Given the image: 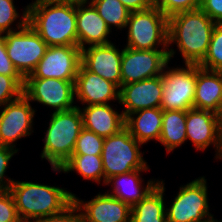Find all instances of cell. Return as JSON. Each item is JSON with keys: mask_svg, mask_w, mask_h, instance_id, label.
<instances>
[{"mask_svg": "<svg viewBox=\"0 0 222 222\" xmlns=\"http://www.w3.org/2000/svg\"><path fill=\"white\" fill-rule=\"evenodd\" d=\"M28 24L48 46H78L76 0H34Z\"/></svg>", "mask_w": 222, "mask_h": 222, "instance_id": "obj_1", "label": "cell"}, {"mask_svg": "<svg viewBox=\"0 0 222 222\" xmlns=\"http://www.w3.org/2000/svg\"><path fill=\"white\" fill-rule=\"evenodd\" d=\"M216 23L200 8L168 18V46L177 45L185 64L199 65L207 54Z\"/></svg>", "mask_w": 222, "mask_h": 222, "instance_id": "obj_2", "label": "cell"}, {"mask_svg": "<svg viewBox=\"0 0 222 222\" xmlns=\"http://www.w3.org/2000/svg\"><path fill=\"white\" fill-rule=\"evenodd\" d=\"M9 191L22 222L58 214L73 202V193L65 188L30 181L14 179Z\"/></svg>", "mask_w": 222, "mask_h": 222, "instance_id": "obj_3", "label": "cell"}, {"mask_svg": "<svg viewBox=\"0 0 222 222\" xmlns=\"http://www.w3.org/2000/svg\"><path fill=\"white\" fill-rule=\"evenodd\" d=\"M44 136V146L40 154L52 168H59L71 157L76 140L83 129L82 115L75 108L53 112Z\"/></svg>", "mask_w": 222, "mask_h": 222, "instance_id": "obj_4", "label": "cell"}, {"mask_svg": "<svg viewBox=\"0 0 222 222\" xmlns=\"http://www.w3.org/2000/svg\"><path fill=\"white\" fill-rule=\"evenodd\" d=\"M126 47L137 50L168 49L169 62L175 49L168 46V17L157 7L130 12ZM162 45V46H161Z\"/></svg>", "mask_w": 222, "mask_h": 222, "instance_id": "obj_5", "label": "cell"}, {"mask_svg": "<svg viewBox=\"0 0 222 222\" xmlns=\"http://www.w3.org/2000/svg\"><path fill=\"white\" fill-rule=\"evenodd\" d=\"M139 143L124 127L118 133L104 138L101 159L106 181L119 174L138 169H149Z\"/></svg>", "mask_w": 222, "mask_h": 222, "instance_id": "obj_6", "label": "cell"}, {"mask_svg": "<svg viewBox=\"0 0 222 222\" xmlns=\"http://www.w3.org/2000/svg\"><path fill=\"white\" fill-rule=\"evenodd\" d=\"M207 180L204 176L181 185L166 207L167 222H222L209 212Z\"/></svg>", "mask_w": 222, "mask_h": 222, "instance_id": "obj_7", "label": "cell"}, {"mask_svg": "<svg viewBox=\"0 0 222 222\" xmlns=\"http://www.w3.org/2000/svg\"><path fill=\"white\" fill-rule=\"evenodd\" d=\"M168 64L169 62L161 74L163 78L161 108L181 111L192 109L194 107L197 65L185 64V68L173 67L171 69Z\"/></svg>", "mask_w": 222, "mask_h": 222, "instance_id": "obj_8", "label": "cell"}, {"mask_svg": "<svg viewBox=\"0 0 222 222\" xmlns=\"http://www.w3.org/2000/svg\"><path fill=\"white\" fill-rule=\"evenodd\" d=\"M5 47L15 69L25 79L35 70L48 45L27 23L21 29L5 33Z\"/></svg>", "mask_w": 222, "mask_h": 222, "instance_id": "obj_9", "label": "cell"}, {"mask_svg": "<svg viewBox=\"0 0 222 222\" xmlns=\"http://www.w3.org/2000/svg\"><path fill=\"white\" fill-rule=\"evenodd\" d=\"M74 83L56 78H25L23 94L30 102L53 108V112L67 111L76 107Z\"/></svg>", "mask_w": 222, "mask_h": 222, "instance_id": "obj_10", "label": "cell"}, {"mask_svg": "<svg viewBox=\"0 0 222 222\" xmlns=\"http://www.w3.org/2000/svg\"><path fill=\"white\" fill-rule=\"evenodd\" d=\"M168 62V49L137 50L125 46L122 49L121 86L161 75Z\"/></svg>", "mask_w": 222, "mask_h": 222, "instance_id": "obj_11", "label": "cell"}, {"mask_svg": "<svg viewBox=\"0 0 222 222\" xmlns=\"http://www.w3.org/2000/svg\"><path fill=\"white\" fill-rule=\"evenodd\" d=\"M35 112L24 94L1 107L0 145L16 149L18 139L31 135Z\"/></svg>", "mask_w": 222, "mask_h": 222, "instance_id": "obj_12", "label": "cell"}, {"mask_svg": "<svg viewBox=\"0 0 222 222\" xmlns=\"http://www.w3.org/2000/svg\"><path fill=\"white\" fill-rule=\"evenodd\" d=\"M81 64L78 46H48L35 70L26 78H56L75 82Z\"/></svg>", "mask_w": 222, "mask_h": 222, "instance_id": "obj_13", "label": "cell"}, {"mask_svg": "<svg viewBox=\"0 0 222 222\" xmlns=\"http://www.w3.org/2000/svg\"><path fill=\"white\" fill-rule=\"evenodd\" d=\"M186 138L196 150L205 151L209 146L216 149V159H222L219 115L207 110L189 109L186 111Z\"/></svg>", "mask_w": 222, "mask_h": 222, "instance_id": "obj_14", "label": "cell"}, {"mask_svg": "<svg viewBox=\"0 0 222 222\" xmlns=\"http://www.w3.org/2000/svg\"><path fill=\"white\" fill-rule=\"evenodd\" d=\"M163 93V78L161 75L125 84L119 88V103L124 106L123 116L147 108H160Z\"/></svg>", "mask_w": 222, "mask_h": 222, "instance_id": "obj_15", "label": "cell"}, {"mask_svg": "<svg viewBox=\"0 0 222 222\" xmlns=\"http://www.w3.org/2000/svg\"><path fill=\"white\" fill-rule=\"evenodd\" d=\"M73 202L79 208L84 222H130L131 206L112 195L97 194L84 201L73 194Z\"/></svg>", "mask_w": 222, "mask_h": 222, "instance_id": "obj_16", "label": "cell"}, {"mask_svg": "<svg viewBox=\"0 0 222 222\" xmlns=\"http://www.w3.org/2000/svg\"><path fill=\"white\" fill-rule=\"evenodd\" d=\"M122 49L114 43L89 46L81 50V64L107 81L121 86Z\"/></svg>", "mask_w": 222, "mask_h": 222, "instance_id": "obj_17", "label": "cell"}, {"mask_svg": "<svg viewBox=\"0 0 222 222\" xmlns=\"http://www.w3.org/2000/svg\"><path fill=\"white\" fill-rule=\"evenodd\" d=\"M76 26L78 47L81 50L87 45L89 47L111 43L108 38L112 31L89 0H76Z\"/></svg>", "mask_w": 222, "mask_h": 222, "instance_id": "obj_18", "label": "cell"}, {"mask_svg": "<svg viewBox=\"0 0 222 222\" xmlns=\"http://www.w3.org/2000/svg\"><path fill=\"white\" fill-rule=\"evenodd\" d=\"M74 89L75 100L82 105L109 104L111 100L119 101V88L114 83L87 70L82 64L75 78Z\"/></svg>", "mask_w": 222, "mask_h": 222, "instance_id": "obj_19", "label": "cell"}, {"mask_svg": "<svg viewBox=\"0 0 222 222\" xmlns=\"http://www.w3.org/2000/svg\"><path fill=\"white\" fill-rule=\"evenodd\" d=\"M83 128L101 137H109L125 127L123 113L115 111L110 104L89 105L79 107Z\"/></svg>", "mask_w": 222, "mask_h": 222, "instance_id": "obj_20", "label": "cell"}, {"mask_svg": "<svg viewBox=\"0 0 222 222\" xmlns=\"http://www.w3.org/2000/svg\"><path fill=\"white\" fill-rule=\"evenodd\" d=\"M193 108L220 114L222 109V71H211L197 65Z\"/></svg>", "mask_w": 222, "mask_h": 222, "instance_id": "obj_21", "label": "cell"}, {"mask_svg": "<svg viewBox=\"0 0 222 222\" xmlns=\"http://www.w3.org/2000/svg\"><path fill=\"white\" fill-rule=\"evenodd\" d=\"M148 169H138L124 174L115 175L106 181L105 185H112V192H106L115 198L127 203L131 207L144 198L158 184L159 180L150 179L143 186L141 172Z\"/></svg>", "mask_w": 222, "mask_h": 222, "instance_id": "obj_22", "label": "cell"}, {"mask_svg": "<svg viewBox=\"0 0 222 222\" xmlns=\"http://www.w3.org/2000/svg\"><path fill=\"white\" fill-rule=\"evenodd\" d=\"M163 109L147 108L135 111L125 118V127L139 143L159 141L162 129Z\"/></svg>", "mask_w": 222, "mask_h": 222, "instance_id": "obj_23", "label": "cell"}, {"mask_svg": "<svg viewBox=\"0 0 222 222\" xmlns=\"http://www.w3.org/2000/svg\"><path fill=\"white\" fill-rule=\"evenodd\" d=\"M164 192V180H159L151 192L131 207L130 222H167Z\"/></svg>", "mask_w": 222, "mask_h": 222, "instance_id": "obj_24", "label": "cell"}, {"mask_svg": "<svg viewBox=\"0 0 222 222\" xmlns=\"http://www.w3.org/2000/svg\"><path fill=\"white\" fill-rule=\"evenodd\" d=\"M186 111L163 110L162 129L159 141L167 153L181 146L186 138Z\"/></svg>", "mask_w": 222, "mask_h": 222, "instance_id": "obj_25", "label": "cell"}, {"mask_svg": "<svg viewBox=\"0 0 222 222\" xmlns=\"http://www.w3.org/2000/svg\"><path fill=\"white\" fill-rule=\"evenodd\" d=\"M54 172L69 173L76 171L85 180L105 184V175L101 155L72 154L71 157L59 168H52Z\"/></svg>", "mask_w": 222, "mask_h": 222, "instance_id": "obj_26", "label": "cell"}, {"mask_svg": "<svg viewBox=\"0 0 222 222\" xmlns=\"http://www.w3.org/2000/svg\"><path fill=\"white\" fill-rule=\"evenodd\" d=\"M90 2L110 30L112 26L120 30L126 27L130 11L119 0H90Z\"/></svg>", "mask_w": 222, "mask_h": 222, "instance_id": "obj_27", "label": "cell"}, {"mask_svg": "<svg viewBox=\"0 0 222 222\" xmlns=\"http://www.w3.org/2000/svg\"><path fill=\"white\" fill-rule=\"evenodd\" d=\"M22 12L20 19V14L16 10L14 0H0V32L10 33L24 27L28 23V6ZM18 18L19 21L16 23L17 28H12V25H15L14 23Z\"/></svg>", "mask_w": 222, "mask_h": 222, "instance_id": "obj_28", "label": "cell"}, {"mask_svg": "<svg viewBox=\"0 0 222 222\" xmlns=\"http://www.w3.org/2000/svg\"><path fill=\"white\" fill-rule=\"evenodd\" d=\"M199 66L211 71H222V24L215 25L207 54Z\"/></svg>", "mask_w": 222, "mask_h": 222, "instance_id": "obj_29", "label": "cell"}, {"mask_svg": "<svg viewBox=\"0 0 222 222\" xmlns=\"http://www.w3.org/2000/svg\"><path fill=\"white\" fill-rule=\"evenodd\" d=\"M104 137L85 128L79 134L72 154L101 155Z\"/></svg>", "mask_w": 222, "mask_h": 222, "instance_id": "obj_30", "label": "cell"}, {"mask_svg": "<svg viewBox=\"0 0 222 222\" xmlns=\"http://www.w3.org/2000/svg\"><path fill=\"white\" fill-rule=\"evenodd\" d=\"M201 0H157V7L166 17L183 11H191L200 8Z\"/></svg>", "mask_w": 222, "mask_h": 222, "instance_id": "obj_31", "label": "cell"}, {"mask_svg": "<svg viewBox=\"0 0 222 222\" xmlns=\"http://www.w3.org/2000/svg\"><path fill=\"white\" fill-rule=\"evenodd\" d=\"M22 94L23 87L13 77L0 74V108Z\"/></svg>", "mask_w": 222, "mask_h": 222, "instance_id": "obj_32", "label": "cell"}, {"mask_svg": "<svg viewBox=\"0 0 222 222\" xmlns=\"http://www.w3.org/2000/svg\"><path fill=\"white\" fill-rule=\"evenodd\" d=\"M18 151V149L13 147L0 145V192L8 191L14 182V180L10 177L7 178L5 174L9 168V161L15 154H17Z\"/></svg>", "mask_w": 222, "mask_h": 222, "instance_id": "obj_33", "label": "cell"}, {"mask_svg": "<svg viewBox=\"0 0 222 222\" xmlns=\"http://www.w3.org/2000/svg\"><path fill=\"white\" fill-rule=\"evenodd\" d=\"M0 222H22L9 190L0 192Z\"/></svg>", "mask_w": 222, "mask_h": 222, "instance_id": "obj_34", "label": "cell"}, {"mask_svg": "<svg viewBox=\"0 0 222 222\" xmlns=\"http://www.w3.org/2000/svg\"><path fill=\"white\" fill-rule=\"evenodd\" d=\"M0 74L13 77L23 88L24 78L15 69L5 47V33L0 32Z\"/></svg>", "mask_w": 222, "mask_h": 222, "instance_id": "obj_35", "label": "cell"}, {"mask_svg": "<svg viewBox=\"0 0 222 222\" xmlns=\"http://www.w3.org/2000/svg\"><path fill=\"white\" fill-rule=\"evenodd\" d=\"M35 222H84V220L79 208L72 202L62 212L39 218Z\"/></svg>", "mask_w": 222, "mask_h": 222, "instance_id": "obj_36", "label": "cell"}, {"mask_svg": "<svg viewBox=\"0 0 222 222\" xmlns=\"http://www.w3.org/2000/svg\"><path fill=\"white\" fill-rule=\"evenodd\" d=\"M200 9L216 24H222V0H201Z\"/></svg>", "mask_w": 222, "mask_h": 222, "instance_id": "obj_37", "label": "cell"}, {"mask_svg": "<svg viewBox=\"0 0 222 222\" xmlns=\"http://www.w3.org/2000/svg\"><path fill=\"white\" fill-rule=\"evenodd\" d=\"M130 12L143 11L154 6L152 0H119Z\"/></svg>", "mask_w": 222, "mask_h": 222, "instance_id": "obj_38", "label": "cell"}, {"mask_svg": "<svg viewBox=\"0 0 222 222\" xmlns=\"http://www.w3.org/2000/svg\"><path fill=\"white\" fill-rule=\"evenodd\" d=\"M219 124H220V137H221V145H222V109L219 114Z\"/></svg>", "mask_w": 222, "mask_h": 222, "instance_id": "obj_39", "label": "cell"}]
</instances>
